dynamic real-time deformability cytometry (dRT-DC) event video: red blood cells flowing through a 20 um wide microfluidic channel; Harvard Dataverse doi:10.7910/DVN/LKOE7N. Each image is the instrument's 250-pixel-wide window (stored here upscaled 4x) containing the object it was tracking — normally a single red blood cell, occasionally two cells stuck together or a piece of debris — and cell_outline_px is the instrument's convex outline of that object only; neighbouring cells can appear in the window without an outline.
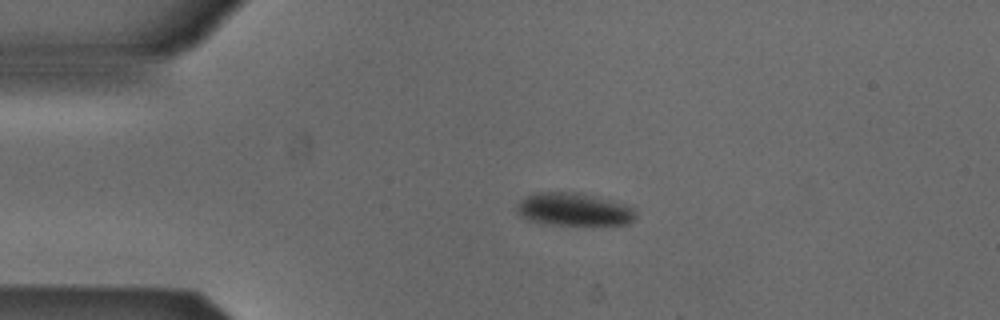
{"species": "Egyptian fruit bat (a non-hibernating species)", "species_latin": "Rousettus aegyptiacus", "temperature_condition": "cold", "stored_images_in_passage": 42, "camera_frame_rate_fps": 3000, "um_per_image_px": 0.085, "animal": {"sex": "male"}, "frame": {"image": 1, "passage_image": 1, "time_ms": 0.0, "image_size_px": [1000, 320], "cell_outline_px": [[636, 216], [628, 224], [552, 224], [528, 220], [520, 216], [516, 212], [516, 204], [524, 196], [532, 192], [576, 192], [612, 200], [636, 208]], "centroid_in_image_um": [48.74, 17.77], "position_along_channel_um": 36.3, "area_um2": 22.83}}
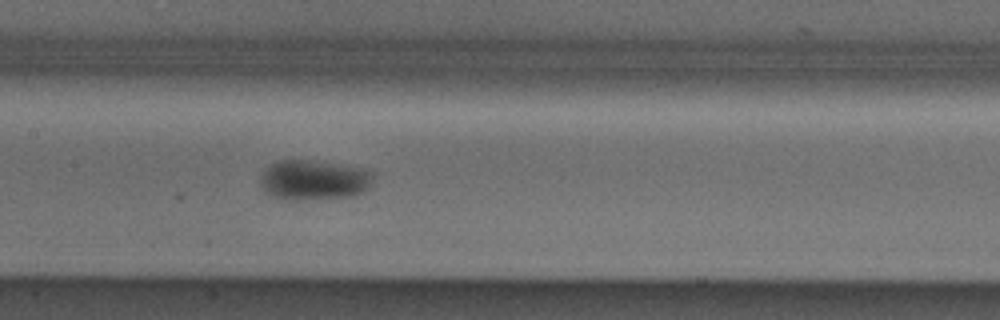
{"frame": {"image": 2, "passage_image": 15, "time_ms": 4.667, "image_size_px": [1000, 320], "cell_outline_px": [[376, 172], [372, 184], [364, 192], [356, 196], [304, 200], [284, 200], [272, 196], [260, 188], [260, 176], [272, 164], [280, 160], [312, 160], [360, 168]], "centroid_in_image_um": [26.71, 15.32], "position_along_channel_um": 180.7, "area_um2": 26.7}}
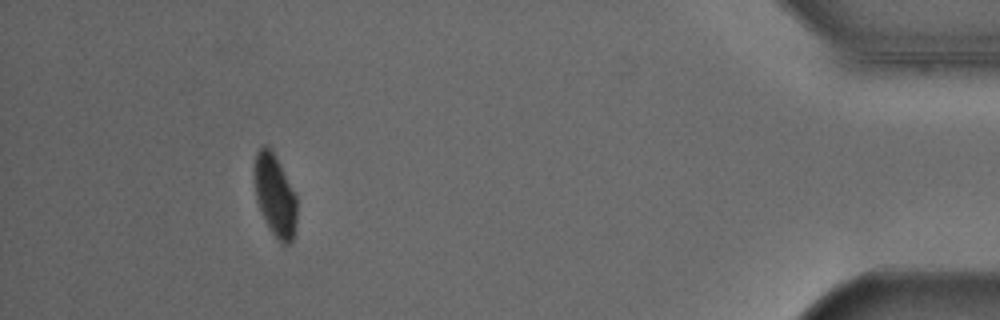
{"frame": {"image": 3, "passage_image": 38, "time_ms": 12.333, "image_size_px": [1000, 320], "cell_outline_px": [[296, 224], [292, 240], [288, 244], [280, 244], [264, 220], [256, 200], [256, 152], [264, 144], [272, 152], [296, 196]], "centroid_in_image_um": [23.39, 16.71], "position_along_channel_um": 411.8, "area_um2": 19.48}}